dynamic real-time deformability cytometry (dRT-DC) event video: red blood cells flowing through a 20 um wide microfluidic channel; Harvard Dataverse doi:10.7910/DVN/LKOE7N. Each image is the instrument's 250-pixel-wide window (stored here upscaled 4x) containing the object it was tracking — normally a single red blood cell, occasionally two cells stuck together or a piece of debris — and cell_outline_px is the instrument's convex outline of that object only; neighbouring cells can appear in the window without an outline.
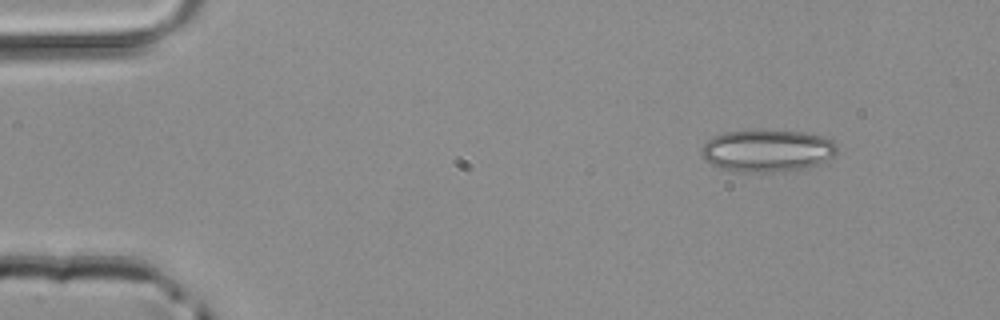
{"species": "common noctule bat (a hibernating species)", "species_latin": "Nyctalus noctula", "temperature_condition": "room temperature", "stored_images_in_passage": 44, "camera_frame_rate_fps": 3000, "um_per_image_px": 0.085, "animal": {"sex": "male", "body_mass_g": 20.4}, "frame": {"image": 1, "passage_image": 1, "time_ms": 0.0, "image_size_px": [1000, 320], "cell_outline_px": [[836, 152], [832, 156], [816, 164], [804, 168], [784, 172], [740, 172], [720, 168], [704, 160], [700, 152], [700, 148], [712, 136], [724, 132], [756, 128], [804, 132], [824, 136], [832, 140], [836, 144]], "centroid_in_image_um": [65.16, 12.78], "position_along_channel_um": 19.8, "area_um2": 34.1}}
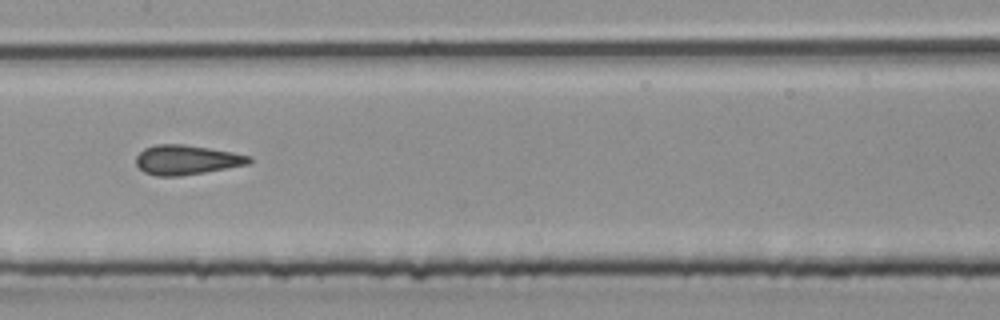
{"frame": {"image": 2, "passage_image": 20, "time_ms": 6.333, "image_size_px": [1000, 320], "cell_outline_px": [[252, 160], [248, 164], [204, 172], [180, 176], [156, 176], [144, 172], [136, 164], [136, 156], [144, 148], [156, 144], [184, 144], [232, 152], [252, 156]], "centroid_in_image_um": [15.84, 13.58], "position_along_channel_um": 191.6, "area_um2": 19.42}}
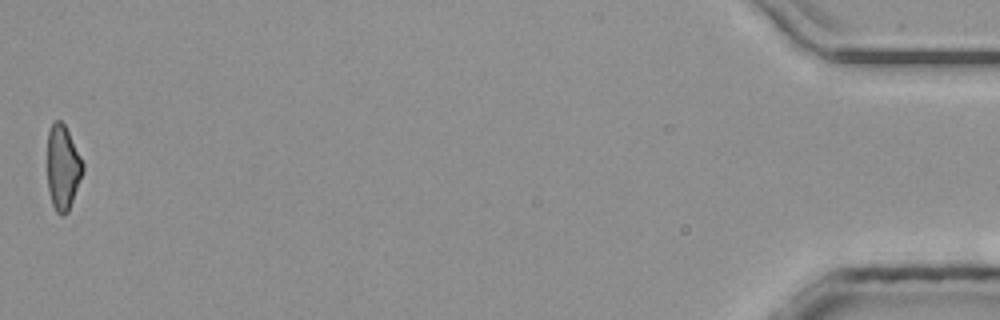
{"frame": {"image": 3, "passage_image": 44, "time_ms": 14.333, "image_size_px": [1000, 320], "cell_outline_px": [[84, 168], [68, 212], [64, 216], [60, 216], [56, 212], [52, 204], [48, 188], [48, 132], [52, 124], [56, 120], [60, 120], [64, 124], [84, 164]], "centroid_in_image_um": [5.33, 14.27], "position_along_channel_um": 429.9, "area_um2": 17.22}}